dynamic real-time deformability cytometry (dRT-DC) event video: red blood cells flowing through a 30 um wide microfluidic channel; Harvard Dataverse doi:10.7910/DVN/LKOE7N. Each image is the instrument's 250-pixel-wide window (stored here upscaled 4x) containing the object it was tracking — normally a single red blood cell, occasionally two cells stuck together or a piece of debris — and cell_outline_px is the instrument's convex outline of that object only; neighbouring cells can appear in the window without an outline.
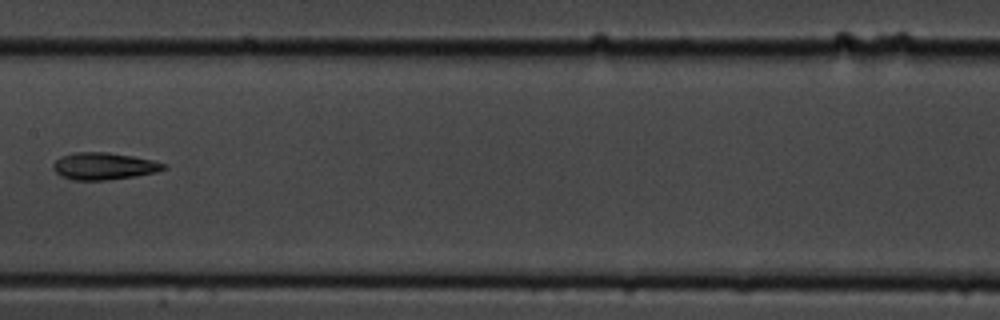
{"species": "common noctule bat (a hibernating species)", "species_latin": "Nyctalus noctula", "temperature_condition": "cold", "stored_images_in_passage": 10, "camera_frame_rate_fps": 3000, "um_per_image_px": 0.085, "animal": {"sex": "male", "body_mass_g": 19.5, "forearm_length_mm": 54.6}, "frame": {"image": 1, "passage_image": 9, "time_ms": 9.333, "image_size_px": [1000, 320], "cell_outline_px": [[168, 168], [156, 172], [136, 176], [104, 180], [72, 180], [60, 176], [52, 168], [52, 164], [60, 156], [72, 152], [108, 152], [132, 156], [152, 160], [168, 164]], "centroid_in_image_um": [8.82, 14.12], "position_along_channel_um": 198.6, "area_um2": 17.63}}
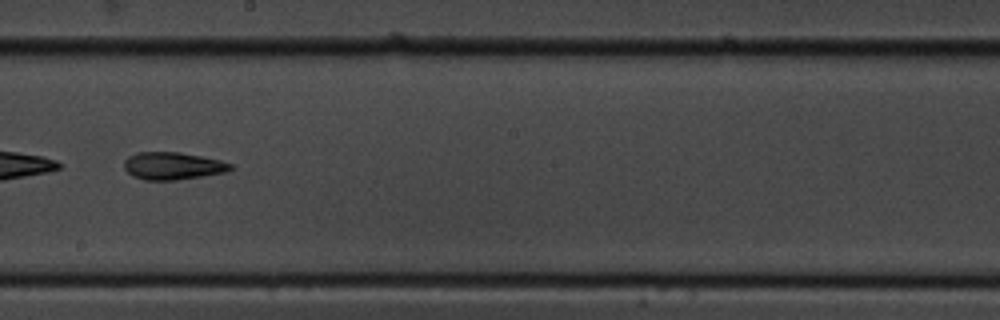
{"frame": {"image": 2, "passage_image": 10, "time_ms": 10.333, "image_size_px": [1000, 320], "cell_outline_px": [[232, 168], [224, 172], [176, 180], [144, 180], [132, 176], [124, 168], [124, 160], [128, 156], [136, 152], [180, 152], [220, 160], [232, 164]], "centroid_in_image_um": [14.63, 14.09], "position_along_channel_um": 233.6, "area_um2": 16.94}}